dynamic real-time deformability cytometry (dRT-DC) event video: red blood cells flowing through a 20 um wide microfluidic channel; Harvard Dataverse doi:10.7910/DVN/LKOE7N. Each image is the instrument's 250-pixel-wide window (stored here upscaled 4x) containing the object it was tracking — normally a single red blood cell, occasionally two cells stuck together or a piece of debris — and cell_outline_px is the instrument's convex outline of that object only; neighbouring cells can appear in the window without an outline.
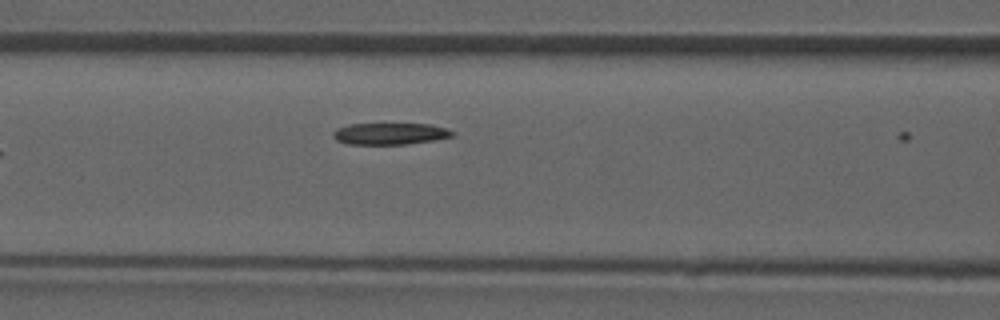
{"species": "common noctule bat (a hibernating species)", "species_latin": "Nyctalus noctula", "temperature_condition": "room temperature", "stored_images_in_passage": 7, "camera_frame_rate_fps": 3000, "um_per_image_px": 0.085, "animal": {"sex": "male", "forearm_length_mm": 52.5}, "frame": {"image": 1, "passage_image": 7, "time_ms": 7.0, "image_size_px": [1000, 320], "cell_outline_px": [[452, 136], [432, 140], [404, 144], [348, 144], [336, 140], [332, 136], [332, 132], [336, 128], [348, 124], [432, 124], [448, 128], [452, 132]], "centroid_in_image_um": [33.09, 11.35], "position_along_channel_um": 133.5, "area_um2": 14.97}}